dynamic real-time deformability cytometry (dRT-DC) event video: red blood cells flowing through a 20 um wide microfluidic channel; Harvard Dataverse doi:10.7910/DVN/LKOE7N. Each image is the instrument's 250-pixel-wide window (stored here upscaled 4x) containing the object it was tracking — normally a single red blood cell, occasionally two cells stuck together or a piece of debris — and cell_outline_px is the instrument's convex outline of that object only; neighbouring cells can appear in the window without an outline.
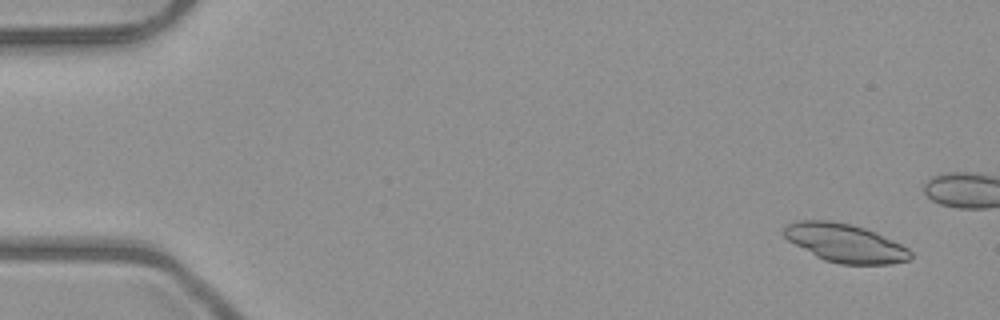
{"species": "common noctule bat (a hibernating species)", "species_latin": "Nyctalus noctula", "temperature_condition": "room temperature", "stored_images_in_passage": 6, "camera_frame_rate_fps": 3000, "um_per_image_px": 0.085, "animal": {"sex": "male", "body_mass_g": 23.1, "forearm_length_mm": 52.7}, "frame": {"image": 1, "passage_image": 2, "time_ms": 1.0, "image_size_px": [1000, 320], "cell_outline_px": [[912, 256], [908, 260], [892, 264], [840, 264], [824, 260], [816, 256], [788, 240], [784, 236], [784, 228], [788, 224], [796, 220], [828, 220], [852, 224], [876, 232], [908, 248], [912, 252]], "centroid_in_image_um": [71.84, 20.65], "position_along_channel_um": 13.2, "area_um2": 28.21}}